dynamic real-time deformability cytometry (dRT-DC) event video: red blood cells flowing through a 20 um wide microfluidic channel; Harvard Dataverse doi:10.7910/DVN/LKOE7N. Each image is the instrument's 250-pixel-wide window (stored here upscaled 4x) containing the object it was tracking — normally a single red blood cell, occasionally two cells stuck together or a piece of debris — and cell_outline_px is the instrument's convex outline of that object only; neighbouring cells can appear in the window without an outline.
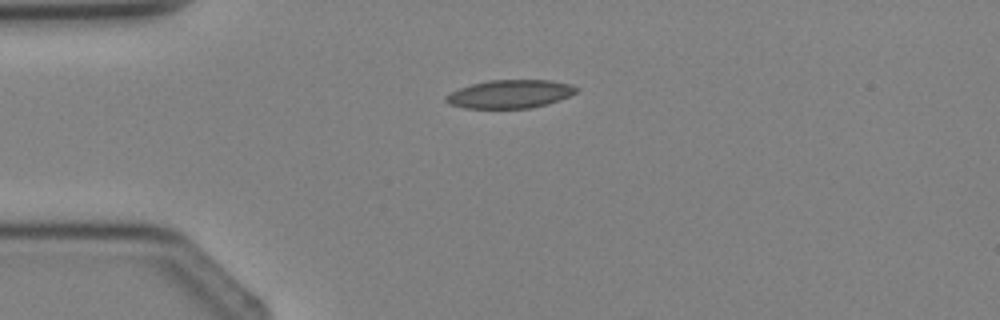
{"species": "Egyptian fruit bat (a non-hibernating species)", "species_latin": "Rousettus aegyptiacus", "temperature_condition": "cold", "stored_images_in_passage": 3, "camera_frame_rate_fps": 3000, "um_per_image_px": 0.085, "animal": {"sex": "female"}, "frame": {"image": 1, "passage_image": 2, "time_ms": 2.0, "image_size_px": [1000, 320], "cell_outline_px": [[580, 88], [576, 92], [560, 100], [548, 104], [532, 108], [464, 108], [448, 104], [444, 100], [444, 96], [460, 88], [472, 84], [488, 80], [552, 80], [572, 84]], "centroid_in_image_um": [43.37, 7.99], "position_along_channel_um": 41.6, "area_um2": 21.68}}